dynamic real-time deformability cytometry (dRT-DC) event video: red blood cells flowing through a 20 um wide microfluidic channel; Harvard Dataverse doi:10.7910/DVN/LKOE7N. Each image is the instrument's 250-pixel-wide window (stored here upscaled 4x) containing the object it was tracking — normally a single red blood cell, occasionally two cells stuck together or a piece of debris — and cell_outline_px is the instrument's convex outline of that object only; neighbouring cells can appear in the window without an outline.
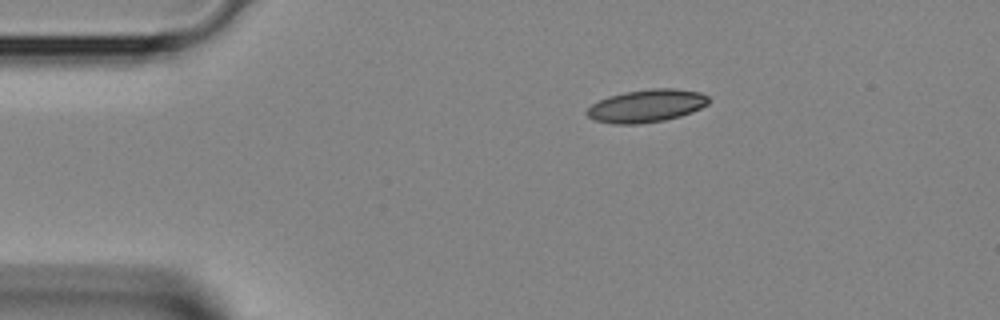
{"species": "Egyptian fruit bat (a non-hibernating species)", "species_latin": "Rousettus aegyptiacus", "temperature_condition": "room temperature", "stored_images_in_passage": 2, "camera_frame_rate_fps": 3000, "um_per_image_px": 0.085, "animal": {"sex": "female"}, "frame": {"image": 1, "passage_image": 1, "time_ms": 0.0, "image_size_px": [1000, 320], "cell_outline_px": [[708, 104], [692, 112], [680, 116], [664, 120], [640, 124], [612, 124], [596, 120], [588, 116], [584, 112], [592, 104], [608, 96], [624, 92], [652, 88], [676, 88], [700, 92], [708, 96]], "centroid_in_image_um": [54.95, 8.99], "position_along_channel_um": 30.0, "area_um2": 23.29}}